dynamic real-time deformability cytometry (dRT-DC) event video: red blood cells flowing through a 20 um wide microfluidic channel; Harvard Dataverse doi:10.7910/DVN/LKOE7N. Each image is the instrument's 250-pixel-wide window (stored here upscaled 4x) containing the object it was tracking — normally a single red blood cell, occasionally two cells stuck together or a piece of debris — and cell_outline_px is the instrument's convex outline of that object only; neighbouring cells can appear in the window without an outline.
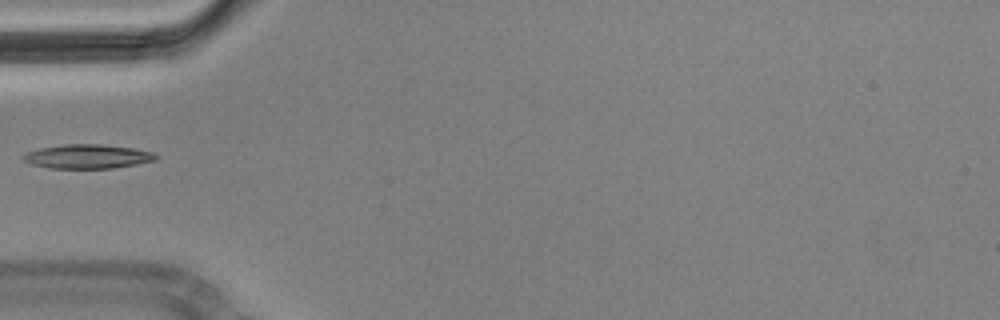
{"species": "Egyptian fruit bat (a non-hibernating species)", "species_latin": "Rousettus aegyptiacus", "temperature_condition": "cold", "stored_images_in_passage": 1, "camera_frame_rate_fps": 3000, "um_per_image_px": 0.085, "animal": {"sex": "male"}, "frame": {"image": 1, "passage_image": 1, "time_ms": 0.0, "image_size_px": [1000, 320], "cell_outline_px": [[160, 156], [156, 160], [136, 164], [112, 168], [48, 168], [32, 164], [24, 160], [20, 156], [28, 152], [40, 148], [64, 144], [100, 144], [132, 148], [152, 152]], "centroid_in_image_um": [7.44, 13.3], "position_along_channel_um": 77.6, "area_um2": 18.55}}